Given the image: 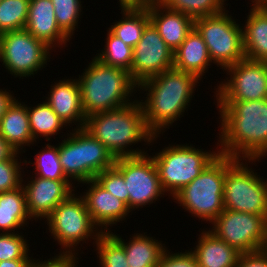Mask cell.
Instances as JSON below:
<instances>
[{"instance_id": "cell-31", "label": "cell", "mask_w": 267, "mask_h": 267, "mask_svg": "<svg viewBox=\"0 0 267 267\" xmlns=\"http://www.w3.org/2000/svg\"><path fill=\"white\" fill-rule=\"evenodd\" d=\"M94 246L101 267H130L127 263L124 245L114 236V233L103 232Z\"/></svg>"}, {"instance_id": "cell-3", "label": "cell", "mask_w": 267, "mask_h": 267, "mask_svg": "<svg viewBox=\"0 0 267 267\" xmlns=\"http://www.w3.org/2000/svg\"><path fill=\"white\" fill-rule=\"evenodd\" d=\"M84 129L115 158L146 154L144 149L132 150L130 146L142 141L150 144L160 136L154 135L147 128L142 105L136 98L126 106L87 116Z\"/></svg>"}, {"instance_id": "cell-10", "label": "cell", "mask_w": 267, "mask_h": 267, "mask_svg": "<svg viewBox=\"0 0 267 267\" xmlns=\"http://www.w3.org/2000/svg\"><path fill=\"white\" fill-rule=\"evenodd\" d=\"M228 12L225 9L194 20V28L203 38L211 61L222 70L245 59L243 28Z\"/></svg>"}, {"instance_id": "cell-20", "label": "cell", "mask_w": 267, "mask_h": 267, "mask_svg": "<svg viewBox=\"0 0 267 267\" xmlns=\"http://www.w3.org/2000/svg\"><path fill=\"white\" fill-rule=\"evenodd\" d=\"M150 22L165 43L175 51L194 27V20L181 12L167 9L157 0L147 4Z\"/></svg>"}, {"instance_id": "cell-44", "label": "cell", "mask_w": 267, "mask_h": 267, "mask_svg": "<svg viewBox=\"0 0 267 267\" xmlns=\"http://www.w3.org/2000/svg\"><path fill=\"white\" fill-rule=\"evenodd\" d=\"M155 0H119L120 5H147Z\"/></svg>"}, {"instance_id": "cell-11", "label": "cell", "mask_w": 267, "mask_h": 267, "mask_svg": "<svg viewBox=\"0 0 267 267\" xmlns=\"http://www.w3.org/2000/svg\"><path fill=\"white\" fill-rule=\"evenodd\" d=\"M49 50L53 49L25 28L0 34V62L19 79L31 77L46 67L51 56Z\"/></svg>"}, {"instance_id": "cell-43", "label": "cell", "mask_w": 267, "mask_h": 267, "mask_svg": "<svg viewBox=\"0 0 267 267\" xmlns=\"http://www.w3.org/2000/svg\"><path fill=\"white\" fill-rule=\"evenodd\" d=\"M30 259H15L0 261V267H28Z\"/></svg>"}, {"instance_id": "cell-37", "label": "cell", "mask_w": 267, "mask_h": 267, "mask_svg": "<svg viewBox=\"0 0 267 267\" xmlns=\"http://www.w3.org/2000/svg\"><path fill=\"white\" fill-rule=\"evenodd\" d=\"M105 190L128 205L129 193L123 175L113 166L94 178Z\"/></svg>"}, {"instance_id": "cell-29", "label": "cell", "mask_w": 267, "mask_h": 267, "mask_svg": "<svg viewBox=\"0 0 267 267\" xmlns=\"http://www.w3.org/2000/svg\"><path fill=\"white\" fill-rule=\"evenodd\" d=\"M106 45L103 50L96 54L95 58L102 64L118 67L128 72L131 71L133 60V48L107 30Z\"/></svg>"}, {"instance_id": "cell-33", "label": "cell", "mask_w": 267, "mask_h": 267, "mask_svg": "<svg viewBox=\"0 0 267 267\" xmlns=\"http://www.w3.org/2000/svg\"><path fill=\"white\" fill-rule=\"evenodd\" d=\"M31 164L36 165L35 175L38 177L50 180H69L60 163L58 145L46 144L43 150L36 153L35 161Z\"/></svg>"}, {"instance_id": "cell-23", "label": "cell", "mask_w": 267, "mask_h": 267, "mask_svg": "<svg viewBox=\"0 0 267 267\" xmlns=\"http://www.w3.org/2000/svg\"><path fill=\"white\" fill-rule=\"evenodd\" d=\"M22 103L15 99L0 119V136L19 153H25L24 147L35 142L30 131L27 105Z\"/></svg>"}, {"instance_id": "cell-27", "label": "cell", "mask_w": 267, "mask_h": 267, "mask_svg": "<svg viewBox=\"0 0 267 267\" xmlns=\"http://www.w3.org/2000/svg\"><path fill=\"white\" fill-rule=\"evenodd\" d=\"M121 20L108 28L114 35L134 48L141 39L146 25L150 22L147 5H120Z\"/></svg>"}, {"instance_id": "cell-45", "label": "cell", "mask_w": 267, "mask_h": 267, "mask_svg": "<svg viewBox=\"0 0 267 267\" xmlns=\"http://www.w3.org/2000/svg\"><path fill=\"white\" fill-rule=\"evenodd\" d=\"M227 0H225L226 2ZM252 6H265L267 5V0H251Z\"/></svg>"}, {"instance_id": "cell-1", "label": "cell", "mask_w": 267, "mask_h": 267, "mask_svg": "<svg viewBox=\"0 0 267 267\" xmlns=\"http://www.w3.org/2000/svg\"><path fill=\"white\" fill-rule=\"evenodd\" d=\"M217 108L221 118L219 154L240 160L267 156V98L217 102Z\"/></svg>"}, {"instance_id": "cell-2", "label": "cell", "mask_w": 267, "mask_h": 267, "mask_svg": "<svg viewBox=\"0 0 267 267\" xmlns=\"http://www.w3.org/2000/svg\"><path fill=\"white\" fill-rule=\"evenodd\" d=\"M198 81L195 75L172 67L138 86V91H148L145 93L146 100H141L140 103L147 128L154 135L169 129L184 115L193 100Z\"/></svg>"}, {"instance_id": "cell-26", "label": "cell", "mask_w": 267, "mask_h": 267, "mask_svg": "<svg viewBox=\"0 0 267 267\" xmlns=\"http://www.w3.org/2000/svg\"><path fill=\"white\" fill-rule=\"evenodd\" d=\"M27 220H32V218L27 211L23 186L0 193V231L2 233L18 232L15 230L27 226Z\"/></svg>"}, {"instance_id": "cell-13", "label": "cell", "mask_w": 267, "mask_h": 267, "mask_svg": "<svg viewBox=\"0 0 267 267\" xmlns=\"http://www.w3.org/2000/svg\"><path fill=\"white\" fill-rule=\"evenodd\" d=\"M114 167L123 175L129 193L128 207L132 211L155 203L165 192L161 186L156 164L148 153L118 157Z\"/></svg>"}, {"instance_id": "cell-41", "label": "cell", "mask_w": 267, "mask_h": 267, "mask_svg": "<svg viewBox=\"0 0 267 267\" xmlns=\"http://www.w3.org/2000/svg\"><path fill=\"white\" fill-rule=\"evenodd\" d=\"M15 99L16 97L14 98V95L11 94V92L6 91L5 88L4 90L0 89V119Z\"/></svg>"}, {"instance_id": "cell-8", "label": "cell", "mask_w": 267, "mask_h": 267, "mask_svg": "<svg viewBox=\"0 0 267 267\" xmlns=\"http://www.w3.org/2000/svg\"><path fill=\"white\" fill-rule=\"evenodd\" d=\"M216 151L196 149L192 145H169L152 156L164 192L172 197L201 174L218 155Z\"/></svg>"}, {"instance_id": "cell-14", "label": "cell", "mask_w": 267, "mask_h": 267, "mask_svg": "<svg viewBox=\"0 0 267 267\" xmlns=\"http://www.w3.org/2000/svg\"><path fill=\"white\" fill-rule=\"evenodd\" d=\"M229 76L216 88V102L267 98V62L243 59L224 69ZM229 79V80H228Z\"/></svg>"}, {"instance_id": "cell-17", "label": "cell", "mask_w": 267, "mask_h": 267, "mask_svg": "<svg viewBox=\"0 0 267 267\" xmlns=\"http://www.w3.org/2000/svg\"><path fill=\"white\" fill-rule=\"evenodd\" d=\"M84 183L89 186L82 197L93 222L102 228V232H109V226L126 219L131 210L125 202L105 190L95 179Z\"/></svg>"}, {"instance_id": "cell-6", "label": "cell", "mask_w": 267, "mask_h": 267, "mask_svg": "<svg viewBox=\"0 0 267 267\" xmlns=\"http://www.w3.org/2000/svg\"><path fill=\"white\" fill-rule=\"evenodd\" d=\"M226 173V155L219 154L199 176L172 197L179 206L212 223L224 210L223 188Z\"/></svg>"}, {"instance_id": "cell-12", "label": "cell", "mask_w": 267, "mask_h": 267, "mask_svg": "<svg viewBox=\"0 0 267 267\" xmlns=\"http://www.w3.org/2000/svg\"><path fill=\"white\" fill-rule=\"evenodd\" d=\"M211 224L210 231L241 254L267 249V220L263 216L224 209Z\"/></svg>"}, {"instance_id": "cell-16", "label": "cell", "mask_w": 267, "mask_h": 267, "mask_svg": "<svg viewBox=\"0 0 267 267\" xmlns=\"http://www.w3.org/2000/svg\"><path fill=\"white\" fill-rule=\"evenodd\" d=\"M26 183L22 179V186L26 195V207L31 218L44 220L54 208L75 193L73 182L70 180H50L34 175Z\"/></svg>"}, {"instance_id": "cell-7", "label": "cell", "mask_w": 267, "mask_h": 267, "mask_svg": "<svg viewBox=\"0 0 267 267\" xmlns=\"http://www.w3.org/2000/svg\"><path fill=\"white\" fill-rule=\"evenodd\" d=\"M243 161L226 155L224 209L252 213L267 220V180L247 164L259 160H245V164Z\"/></svg>"}, {"instance_id": "cell-28", "label": "cell", "mask_w": 267, "mask_h": 267, "mask_svg": "<svg viewBox=\"0 0 267 267\" xmlns=\"http://www.w3.org/2000/svg\"><path fill=\"white\" fill-rule=\"evenodd\" d=\"M27 111L30 131L35 142L42 136L49 141L52 136L60 133L59 130L61 131L63 127H67L46 101L31 108L27 105Z\"/></svg>"}, {"instance_id": "cell-18", "label": "cell", "mask_w": 267, "mask_h": 267, "mask_svg": "<svg viewBox=\"0 0 267 267\" xmlns=\"http://www.w3.org/2000/svg\"><path fill=\"white\" fill-rule=\"evenodd\" d=\"M46 102L54 113L67 125L84 128L86 116L81 104V90L78 79H63L50 86ZM70 123V124H69Z\"/></svg>"}, {"instance_id": "cell-30", "label": "cell", "mask_w": 267, "mask_h": 267, "mask_svg": "<svg viewBox=\"0 0 267 267\" xmlns=\"http://www.w3.org/2000/svg\"><path fill=\"white\" fill-rule=\"evenodd\" d=\"M167 9L186 14L193 20L219 14L225 10V0H157Z\"/></svg>"}, {"instance_id": "cell-25", "label": "cell", "mask_w": 267, "mask_h": 267, "mask_svg": "<svg viewBox=\"0 0 267 267\" xmlns=\"http://www.w3.org/2000/svg\"><path fill=\"white\" fill-rule=\"evenodd\" d=\"M143 234L134 233L132 238L130 237L131 240L125 242L114 232V236L124 245L127 263L130 267H157L167 247L161 243L162 241Z\"/></svg>"}, {"instance_id": "cell-19", "label": "cell", "mask_w": 267, "mask_h": 267, "mask_svg": "<svg viewBox=\"0 0 267 267\" xmlns=\"http://www.w3.org/2000/svg\"><path fill=\"white\" fill-rule=\"evenodd\" d=\"M25 29L54 50L56 47H63L62 45L65 47L71 40L57 24L51 0L29 1Z\"/></svg>"}, {"instance_id": "cell-35", "label": "cell", "mask_w": 267, "mask_h": 267, "mask_svg": "<svg viewBox=\"0 0 267 267\" xmlns=\"http://www.w3.org/2000/svg\"><path fill=\"white\" fill-rule=\"evenodd\" d=\"M20 233H0V261L31 259L28 241Z\"/></svg>"}, {"instance_id": "cell-9", "label": "cell", "mask_w": 267, "mask_h": 267, "mask_svg": "<svg viewBox=\"0 0 267 267\" xmlns=\"http://www.w3.org/2000/svg\"><path fill=\"white\" fill-rule=\"evenodd\" d=\"M45 220L49 233L64 248L63 252L75 254L81 241L90 238L97 241L103 233L93 222L83 197L74 193L59 203Z\"/></svg>"}, {"instance_id": "cell-22", "label": "cell", "mask_w": 267, "mask_h": 267, "mask_svg": "<svg viewBox=\"0 0 267 267\" xmlns=\"http://www.w3.org/2000/svg\"><path fill=\"white\" fill-rule=\"evenodd\" d=\"M200 235L196 247L191 249L199 267L237 266L240 252L220 240L210 229L203 230Z\"/></svg>"}, {"instance_id": "cell-24", "label": "cell", "mask_w": 267, "mask_h": 267, "mask_svg": "<svg viewBox=\"0 0 267 267\" xmlns=\"http://www.w3.org/2000/svg\"><path fill=\"white\" fill-rule=\"evenodd\" d=\"M243 28L245 58L267 62V9L252 6Z\"/></svg>"}, {"instance_id": "cell-32", "label": "cell", "mask_w": 267, "mask_h": 267, "mask_svg": "<svg viewBox=\"0 0 267 267\" xmlns=\"http://www.w3.org/2000/svg\"><path fill=\"white\" fill-rule=\"evenodd\" d=\"M30 0L0 1V34L24 29Z\"/></svg>"}, {"instance_id": "cell-34", "label": "cell", "mask_w": 267, "mask_h": 267, "mask_svg": "<svg viewBox=\"0 0 267 267\" xmlns=\"http://www.w3.org/2000/svg\"><path fill=\"white\" fill-rule=\"evenodd\" d=\"M59 28L71 39L80 20L81 0H51Z\"/></svg>"}, {"instance_id": "cell-21", "label": "cell", "mask_w": 267, "mask_h": 267, "mask_svg": "<svg viewBox=\"0 0 267 267\" xmlns=\"http://www.w3.org/2000/svg\"><path fill=\"white\" fill-rule=\"evenodd\" d=\"M213 63L209 57L206 44L193 27V29L187 34L183 43L173 51V67L195 75L201 80L208 71V66Z\"/></svg>"}, {"instance_id": "cell-4", "label": "cell", "mask_w": 267, "mask_h": 267, "mask_svg": "<svg viewBox=\"0 0 267 267\" xmlns=\"http://www.w3.org/2000/svg\"><path fill=\"white\" fill-rule=\"evenodd\" d=\"M84 70L83 75L81 77L79 75L78 82L81 104L86 117L97 112L117 109L135 101L129 97L134 96L138 86L132 81L128 71L104 65L95 57Z\"/></svg>"}, {"instance_id": "cell-38", "label": "cell", "mask_w": 267, "mask_h": 267, "mask_svg": "<svg viewBox=\"0 0 267 267\" xmlns=\"http://www.w3.org/2000/svg\"><path fill=\"white\" fill-rule=\"evenodd\" d=\"M166 248L163 252L157 267H199L192 251L170 253Z\"/></svg>"}, {"instance_id": "cell-5", "label": "cell", "mask_w": 267, "mask_h": 267, "mask_svg": "<svg viewBox=\"0 0 267 267\" xmlns=\"http://www.w3.org/2000/svg\"><path fill=\"white\" fill-rule=\"evenodd\" d=\"M70 136V137H69ZM59 159L65 176L83 183L114 166L115 157L84 128H75L58 144Z\"/></svg>"}, {"instance_id": "cell-36", "label": "cell", "mask_w": 267, "mask_h": 267, "mask_svg": "<svg viewBox=\"0 0 267 267\" xmlns=\"http://www.w3.org/2000/svg\"><path fill=\"white\" fill-rule=\"evenodd\" d=\"M19 154L17 152L11 159L0 161V193L15 190L22 185L24 175L21 170L24 168L20 166L22 160L17 158Z\"/></svg>"}, {"instance_id": "cell-42", "label": "cell", "mask_w": 267, "mask_h": 267, "mask_svg": "<svg viewBox=\"0 0 267 267\" xmlns=\"http://www.w3.org/2000/svg\"><path fill=\"white\" fill-rule=\"evenodd\" d=\"M17 152L0 136V161L11 159Z\"/></svg>"}, {"instance_id": "cell-40", "label": "cell", "mask_w": 267, "mask_h": 267, "mask_svg": "<svg viewBox=\"0 0 267 267\" xmlns=\"http://www.w3.org/2000/svg\"><path fill=\"white\" fill-rule=\"evenodd\" d=\"M236 267H267V249L241 254Z\"/></svg>"}, {"instance_id": "cell-39", "label": "cell", "mask_w": 267, "mask_h": 267, "mask_svg": "<svg viewBox=\"0 0 267 267\" xmlns=\"http://www.w3.org/2000/svg\"><path fill=\"white\" fill-rule=\"evenodd\" d=\"M78 252L76 254L61 251L56 256L44 261L34 260L32 257L28 267H77Z\"/></svg>"}, {"instance_id": "cell-15", "label": "cell", "mask_w": 267, "mask_h": 267, "mask_svg": "<svg viewBox=\"0 0 267 267\" xmlns=\"http://www.w3.org/2000/svg\"><path fill=\"white\" fill-rule=\"evenodd\" d=\"M173 67V50L149 22L141 39L133 48V60L129 72L132 81L139 86L144 81Z\"/></svg>"}]
</instances>
